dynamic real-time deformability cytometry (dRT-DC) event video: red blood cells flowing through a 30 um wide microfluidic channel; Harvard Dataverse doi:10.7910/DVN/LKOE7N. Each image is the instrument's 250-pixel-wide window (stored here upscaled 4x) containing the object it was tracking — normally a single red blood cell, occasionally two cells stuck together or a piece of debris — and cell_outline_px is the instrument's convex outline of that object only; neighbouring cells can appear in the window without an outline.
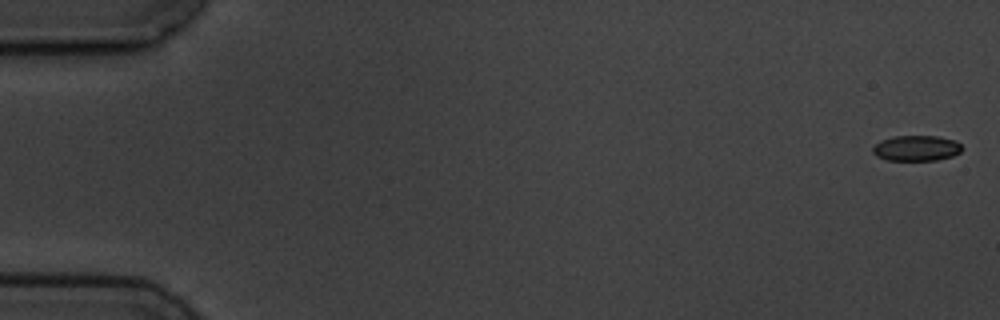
{"species": "common noctule bat (a hibernating species)", "species_latin": "Nyctalus noctula", "temperature_condition": "cold", "stored_images_in_passage": 9, "camera_frame_rate_fps": 3000, "um_per_image_px": 0.085, "animal": {"sex": "male", "body_mass_g": 19.5, "forearm_length_mm": 54.6}, "frame": {"image": 1, "passage_image": 1, "time_ms": 0.0, "image_size_px": [1000, 320], "cell_outline_px": [[960, 152], [952, 156], [936, 160], [888, 160], [876, 156], [872, 152], [872, 148], [880, 140], [892, 136], [940, 136], [956, 140], [960, 144]], "centroid_in_image_um": [77.87, 12.58], "position_along_channel_um": 7.1, "area_um2": 13.29}}
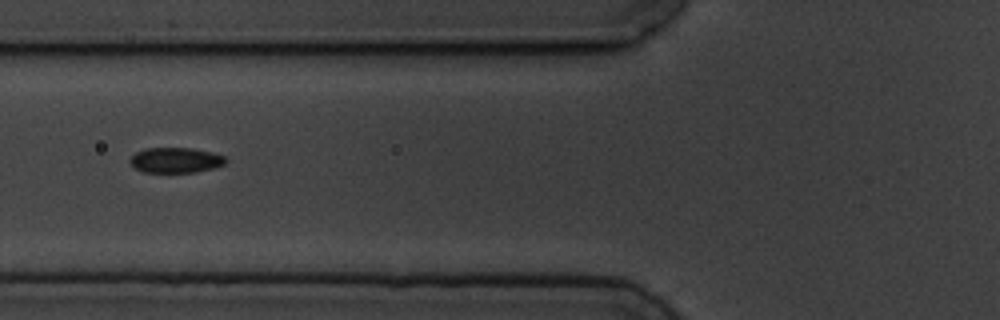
{"frame": {"image": 2, "passage_image": 6, "time_ms": 7.0, "image_size_px": [1000, 320], "cell_outline_px": [[228, 160], [224, 164], [216, 168], [196, 172], [140, 172], [128, 160], [136, 152], [144, 148], [192, 148], [212, 152], [224, 156]], "centroid_in_image_um": [14.95, 13.61], "position_along_channel_um": 110.9, "area_um2": 14.22}}
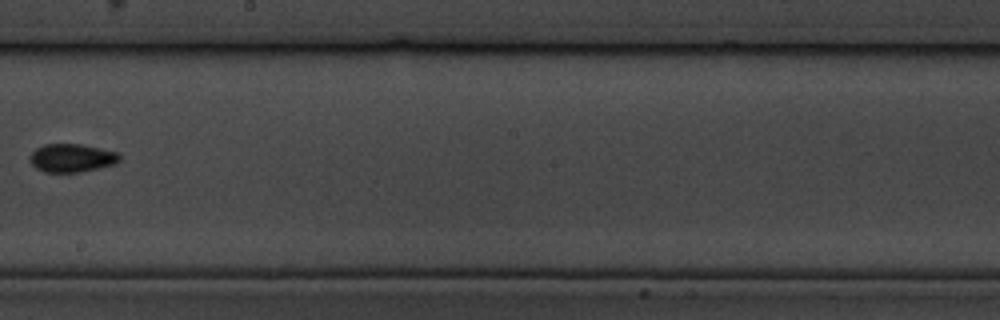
{"frame": {"image": 3, "passage_image": 9, "time_ms": 10.667, "image_size_px": [1000, 320], "cell_outline_px": [[120, 160], [116, 164], [100, 168], [80, 172], [44, 172], [36, 168], [28, 160], [28, 156], [36, 148], [44, 144], [80, 144], [116, 152], [120, 156]], "centroid_in_image_um": [6.07, 13.43], "position_along_channel_um": 242.1, "area_um2": 14.85}}